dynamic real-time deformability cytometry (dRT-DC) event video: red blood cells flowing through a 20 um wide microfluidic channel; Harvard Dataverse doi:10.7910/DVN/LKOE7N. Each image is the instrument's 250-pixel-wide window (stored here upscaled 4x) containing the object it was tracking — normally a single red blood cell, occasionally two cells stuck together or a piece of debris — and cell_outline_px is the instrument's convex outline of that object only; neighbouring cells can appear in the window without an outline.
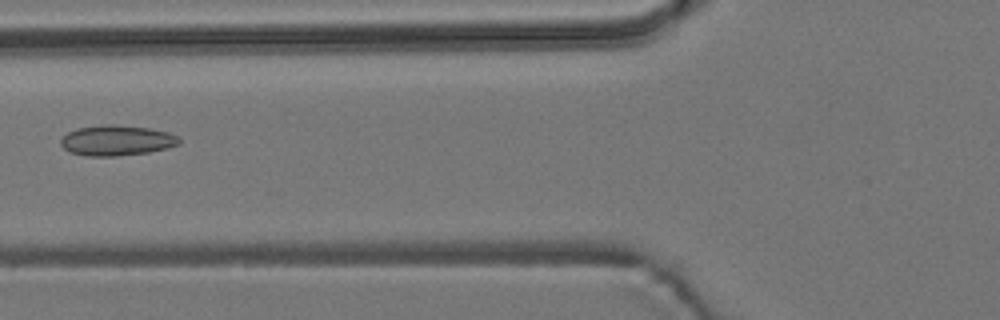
{"species": "common noctule bat (a hibernating species)", "species_latin": "Nyctalus noctula", "temperature_condition": "room temperature", "stored_images_in_passage": 7, "camera_frame_rate_fps": 3000, "um_per_image_px": 0.085, "animal": {"sex": "male", "body_mass_g": 19.2, "forearm_length_mm": 51.8}, "frame": {"image": 1, "passage_image": 6, "time_ms": 6.0, "image_size_px": [1000, 320], "cell_outline_px": [[180, 144], [168, 148], [148, 152], [116, 156], [88, 156], [72, 152], [64, 148], [60, 144], [60, 140], [68, 132], [76, 128], [104, 124], [112, 124], [148, 128], [168, 132], [176, 136], [180, 140]], "centroid_in_image_um": [9.91, 11.93], "position_along_channel_um": 115.9, "area_um2": 20.87}}
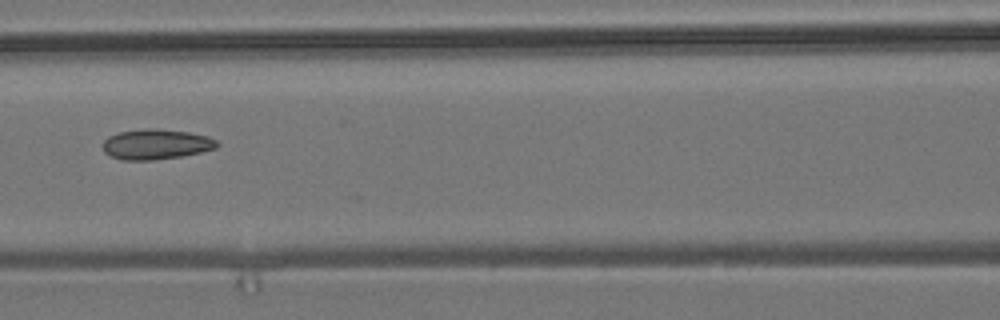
{"frame": {"image": 2, "passage_image": 7, "time_ms": 7.0, "image_size_px": [1000, 320], "cell_outline_px": [[220, 144], [216, 148], [200, 152], [180, 156], [152, 160], [120, 160], [104, 152], [104, 140], [108, 136], [120, 132], [144, 128], [156, 128], [188, 132], [208, 136], [216, 140]], "centroid_in_image_um": [13.27, 12.25], "position_along_channel_um": 153.3, "area_um2": 20.06}}